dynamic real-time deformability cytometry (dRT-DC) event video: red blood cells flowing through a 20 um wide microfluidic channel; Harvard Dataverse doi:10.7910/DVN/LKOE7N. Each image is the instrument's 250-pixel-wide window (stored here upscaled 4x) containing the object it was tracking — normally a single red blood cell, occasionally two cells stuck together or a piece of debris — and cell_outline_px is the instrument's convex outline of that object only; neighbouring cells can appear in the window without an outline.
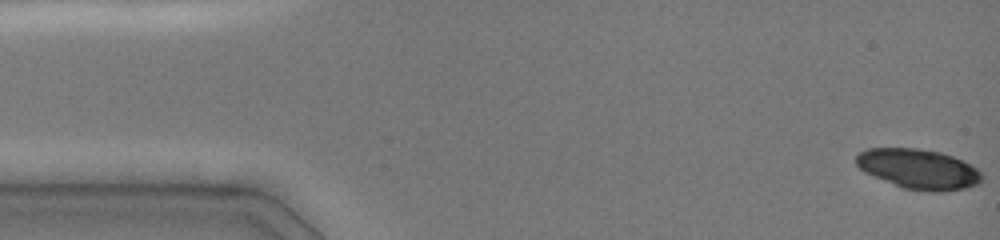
{"species": "common noctule bat (a hibernating species)", "species_latin": "Nyctalus noctula", "temperature_condition": "cold", "stored_images_in_passage": 47, "camera_frame_rate_fps": 3000, "um_per_image_px": 0.085, "animal": {"sex": "female", "body_mass_g": 19.0, "forearm_length_mm": 51.5}, "frame": {"image": 1, "passage_image": 1, "time_ms": 0.0, "image_size_px": [1000, 240], "cell_outline_px": [[984, 176], [980, 184], [964, 188], [944, 192], [928, 192], [904, 188], [864, 172], [856, 164], [856, 156], [860, 152], [868, 148], [916, 148], [940, 152], [952, 156], [976, 168]], "centroid_in_image_um": [78.09, 14.37], "position_along_channel_um": 6.9, "area_um2": 29.19}}